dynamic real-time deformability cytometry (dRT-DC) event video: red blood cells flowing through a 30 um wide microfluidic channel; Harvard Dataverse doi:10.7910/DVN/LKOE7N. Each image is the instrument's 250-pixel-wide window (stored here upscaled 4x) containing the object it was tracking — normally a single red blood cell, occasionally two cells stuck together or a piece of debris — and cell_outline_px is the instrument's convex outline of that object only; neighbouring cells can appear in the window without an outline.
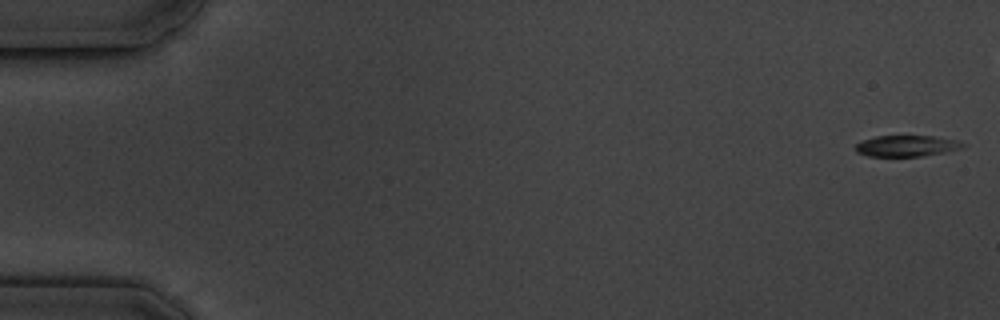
{"species": "common noctule bat (a hibernating species)", "species_latin": "Nyctalus noctula", "temperature_condition": "cold", "stored_images_in_passage": 7, "camera_frame_rate_fps": 3000, "um_per_image_px": 0.085, "animal": {"sex": "male", "body_mass_g": 19.5, "forearm_length_mm": 54.6}, "frame": {"image": 1, "passage_image": 1, "time_ms": 0.0, "image_size_px": [1000, 320], "cell_outline_px": [[968, 144], [964, 148], [944, 152], [920, 156], [868, 156], [856, 152], [856, 144], [864, 140], [876, 136], [932, 136], [956, 140]], "centroid_in_image_um": [77.1, 12.4], "position_along_channel_um": 7.9, "area_um2": 13.12}}